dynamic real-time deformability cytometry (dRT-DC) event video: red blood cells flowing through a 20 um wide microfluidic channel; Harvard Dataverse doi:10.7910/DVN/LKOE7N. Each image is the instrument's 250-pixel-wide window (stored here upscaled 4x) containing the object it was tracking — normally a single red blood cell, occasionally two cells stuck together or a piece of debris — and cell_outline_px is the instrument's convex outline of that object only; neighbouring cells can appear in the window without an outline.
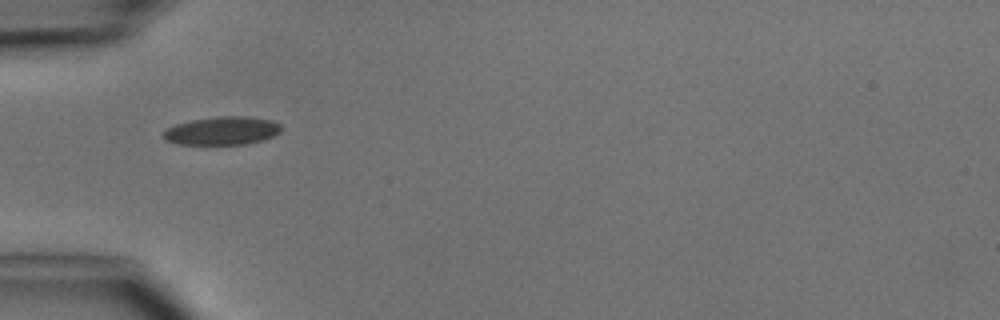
{"species": "common noctule bat (a hibernating species)", "species_latin": "Nyctalus noctula", "temperature_condition": "cold", "stored_images_in_passage": 1, "camera_frame_rate_fps": 3000, "um_per_image_px": 0.085, "animal": {"sex": "male", "body_mass_g": 15.6}, "frame": {"image": 1, "passage_image": 1, "time_ms": 0.0, "image_size_px": [1000, 320], "cell_outline_px": [[280, 132], [264, 140], [248, 144], [176, 144], [164, 140], [160, 136], [168, 128], [176, 124], [192, 120], [216, 116], [244, 116], [272, 120], [280, 124]], "centroid_in_image_um": [18.86, 11.12], "position_along_channel_um": 66.1, "area_um2": 19.48}}